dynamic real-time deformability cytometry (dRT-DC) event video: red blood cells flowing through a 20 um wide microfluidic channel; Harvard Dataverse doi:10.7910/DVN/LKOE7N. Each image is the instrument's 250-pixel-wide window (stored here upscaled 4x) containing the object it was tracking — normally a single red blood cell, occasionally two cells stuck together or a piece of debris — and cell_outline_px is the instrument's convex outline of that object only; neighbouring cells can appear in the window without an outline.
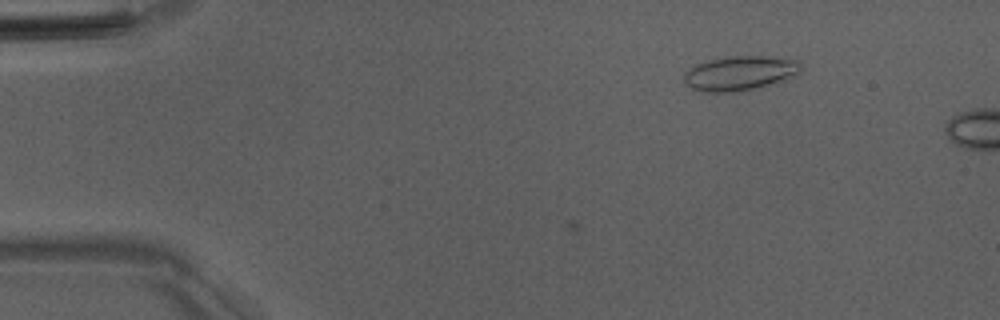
{"species": "Egyptian fruit bat (a non-hibernating species)", "species_latin": "Rousettus aegyptiacus", "temperature_condition": "room temperature", "stored_images_in_passage": 2, "camera_frame_rate_fps": 3000, "um_per_image_px": 0.085, "animal": {"sex": "male"}, "frame": {"image": 1, "passage_image": 2, "time_ms": 0.333, "image_size_px": [1000, 320], "cell_outline_px": [[804, 68], [800, 72], [784, 80], [736, 92], [704, 92], [692, 88], [684, 80], [684, 72], [696, 64], [712, 60], [732, 56], [760, 56], [800, 60]], "centroid_in_image_um": [62.92, 6.21], "position_along_channel_um": 22.1, "area_um2": 23.18}}